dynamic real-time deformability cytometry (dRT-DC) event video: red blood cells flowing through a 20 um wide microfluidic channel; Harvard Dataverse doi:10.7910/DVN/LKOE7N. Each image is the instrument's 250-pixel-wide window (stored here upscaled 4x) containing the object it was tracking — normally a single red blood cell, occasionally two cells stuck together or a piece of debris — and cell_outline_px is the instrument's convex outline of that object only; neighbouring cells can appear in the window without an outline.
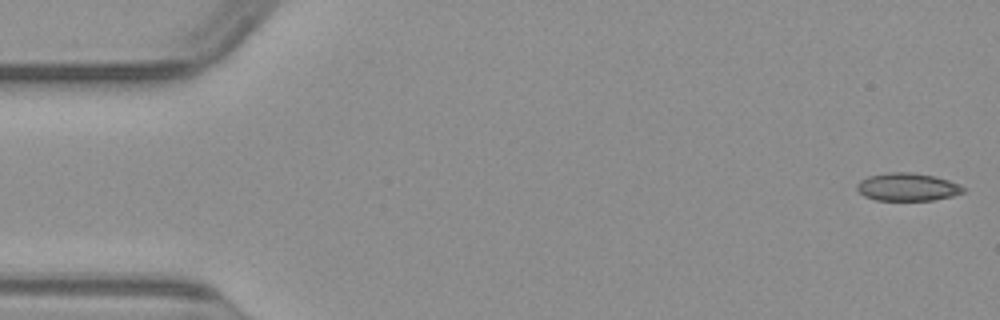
{"species": "common noctule bat (a hibernating species)", "species_latin": "Nyctalus noctula", "temperature_condition": "warm", "stored_images_in_passage": 49, "camera_frame_rate_fps": 3000, "um_per_image_px": 0.085, "animal": {"sex": "male", "body_mass_g": 23.1, "forearm_length_mm": 52.7}, "frame": {"image": 1, "passage_image": 1, "time_ms": 0.0, "image_size_px": [1000, 320], "cell_outline_px": [[968, 188], [964, 192], [952, 196], [932, 200], [876, 200], [864, 196], [856, 188], [856, 184], [860, 180], [868, 176], [888, 172], [912, 172], [936, 176], [960, 184]], "centroid_in_image_um": [77.16, 15.88], "position_along_channel_um": 7.8, "area_um2": 17.46}}
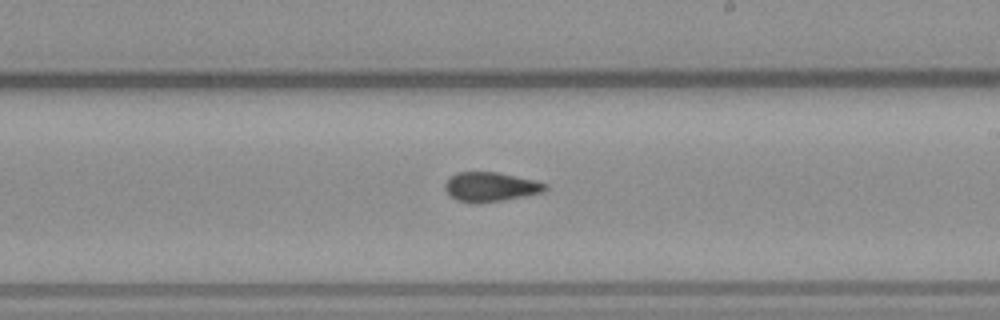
{"frame": {"image": 2, "passage_image": 28, "time_ms": 9.0, "image_size_px": [1000, 320], "cell_outline_px": [[548, 188], [544, 192], [500, 200], [460, 200], [452, 196], [444, 188], [444, 184], [448, 176], [456, 172], [496, 172], [536, 180], [548, 184]], "centroid_in_image_um": [41.73, 15.82], "position_along_channel_um": 247.3, "area_um2": 16.53}}
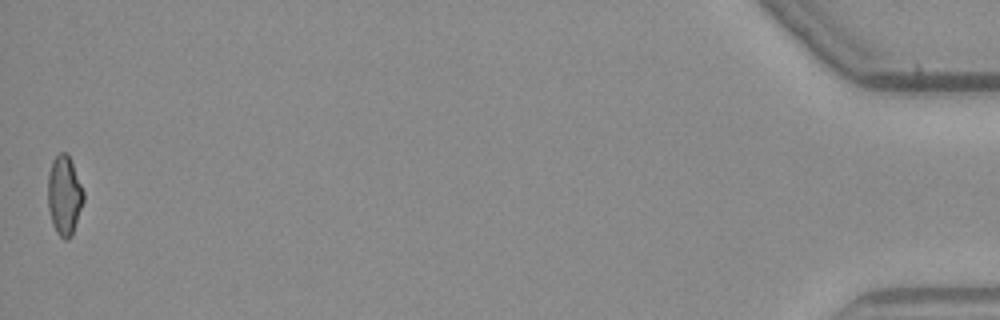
{"frame": {"image": 3, "passage_image": 49, "time_ms": 16.0, "image_size_px": [1000, 320], "cell_outline_px": [[84, 200], [72, 236], [68, 240], [64, 240], [56, 232], [52, 224], [48, 208], [48, 172], [52, 160], [60, 152], [68, 152], [84, 192]], "centroid_in_image_um": [5.46, 16.61], "position_along_channel_um": 429.7, "area_um2": 16.7}}